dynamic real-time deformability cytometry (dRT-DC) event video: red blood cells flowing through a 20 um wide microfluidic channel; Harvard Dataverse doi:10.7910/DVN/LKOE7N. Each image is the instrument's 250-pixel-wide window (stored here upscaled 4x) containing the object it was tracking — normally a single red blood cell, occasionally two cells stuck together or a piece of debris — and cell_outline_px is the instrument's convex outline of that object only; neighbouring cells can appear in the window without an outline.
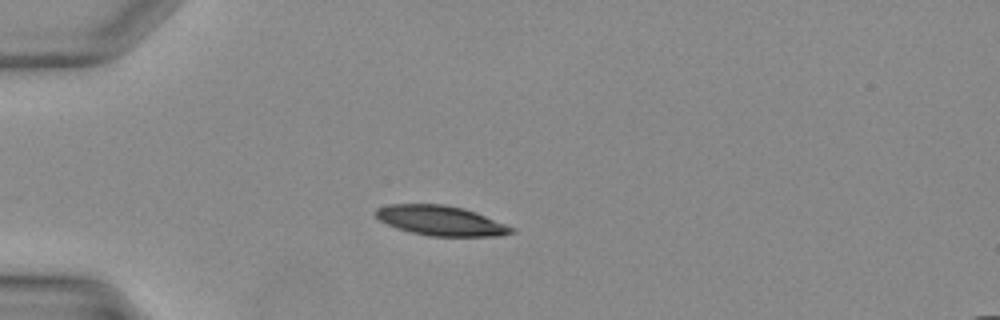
{"species": "Egyptian fruit bat (a non-hibernating species)", "species_latin": "Rousettus aegyptiacus", "temperature_condition": "warm", "stored_images_in_passage": 29, "camera_frame_rate_fps": 3000, "um_per_image_px": 0.085, "animal": {"sex": "female"}, "frame": {"image": 1, "passage_image": 1, "time_ms": 0.0, "image_size_px": [1000, 320], "cell_outline_px": [[516, 232], [500, 236], [428, 236], [396, 228], [380, 220], [372, 212], [376, 208], [388, 204], [444, 204], [464, 208], [476, 212], [516, 228]], "centroid_in_image_um": [37.48, 18.75], "position_along_channel_um": 47.5, "area_um2": 23.81}}
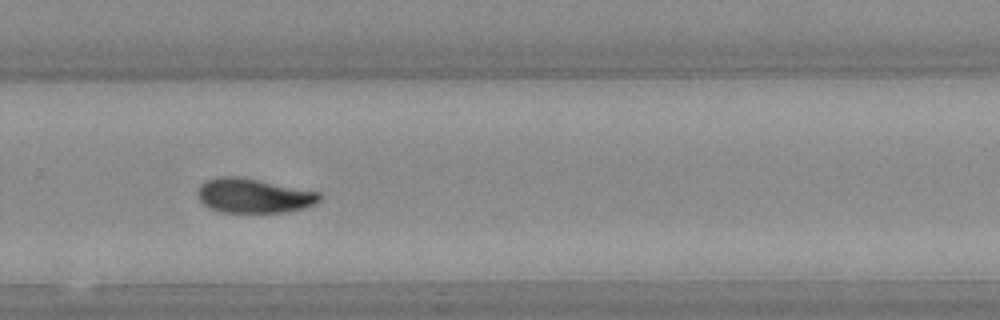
{"frame": {"image": 2, "passage_image": 17, "time_ms": 5.333, "image_size_px": [1000, 320], "cell_outline_px": [[320, 200], [308, 208], [288, 212], [220, 212], [208, 208], [200, 200], [196, 192], [200, 184], [208, 180], [220, 176], [232, 176], [256, 180], [320, 192]], "centroid_in_image_um": [21.55, 16.65], "position_along_channel_um": 308.2, "area_um2": 24.33}}
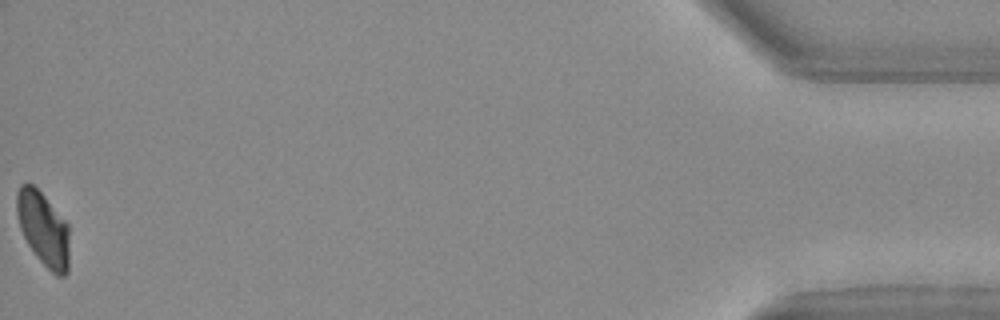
{"frame": {"image": 3, "passage_image": 29, "time_ms": 9.333, "image_size_px": [1000, 320], "cell_outline_px": [[68, 272], [64, 276], [56, 276], [40, 260], [28, 244], [20, 228], [16, 212], [16, 192], [20, 184], [32, 184], [44, 196], [68, 224]], "centroid_in_image_um": [3.67, 19.44], "position_along_channel_um": 431.5, "area_um2": 22.43}}